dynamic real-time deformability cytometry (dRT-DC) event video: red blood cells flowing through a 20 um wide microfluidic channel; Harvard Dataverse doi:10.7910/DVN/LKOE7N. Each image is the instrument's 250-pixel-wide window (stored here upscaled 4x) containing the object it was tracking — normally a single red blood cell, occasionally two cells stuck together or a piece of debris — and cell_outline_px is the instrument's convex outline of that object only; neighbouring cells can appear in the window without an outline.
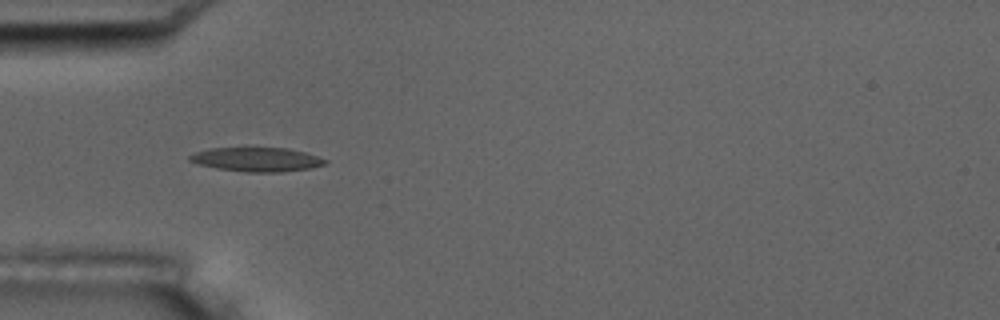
{"species": "common noctule bat (a hibernating species)", "species_latin": "Nyctalus noctula", "temperature_condition": "room temperature", "stored_images_in_passage": 3, "camera_frame_rate_fps": 3000, "um_per_image_px": 0.085, "animal": {"sex": "male", "body_mass_g": 17.5, "forearm_length_mm": 52.3}, "frame": {"image": 1, "passage_image": 2, "time_ms": 1.333, "image_size_px": [1000, 320], "cell_outline_px": [[328, 160], [324, 164], [312, 168], [280, 172], [244, 172], [216, 168], [196, 164], [188, 160], [188, 156], [196, 152], [208, 148], [244, 144], [288, 148], [304, 152]], "centroid_in_image_um": [21.73, 13.49], "position_along_channel_um": 63.3, "area_um2": 20.17}}